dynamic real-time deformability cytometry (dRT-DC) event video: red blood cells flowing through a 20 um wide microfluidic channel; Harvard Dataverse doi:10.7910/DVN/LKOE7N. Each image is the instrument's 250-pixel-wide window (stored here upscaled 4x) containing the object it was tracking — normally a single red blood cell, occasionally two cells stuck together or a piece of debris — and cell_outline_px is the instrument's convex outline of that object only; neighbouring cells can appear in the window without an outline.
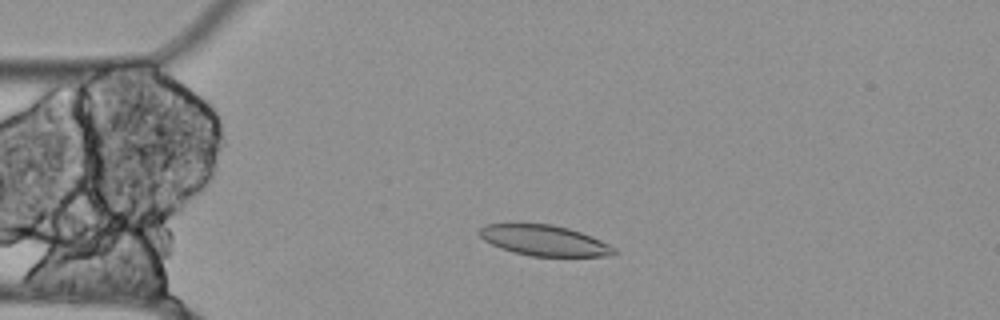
{"species": "Egyptian fruit bat (a non-hibernating species)", "species_latin": "Rousettus aegyptiacus", "temperature_condition": "cold", "stored_images_in_passage": 54, "camera_frame_rate_fps": 3000, "um_per_image_px": 0.085, "animal": {"sex": "female"}, "frame": {"image": 1, "passage_image": 11, "time_ms": 3.333, "image_size_px": [1000, 320], "cell_outline_px": [[616, 252], [612, 256], [532, 256], [512, 252], [500, 248], [484, 240], [476, 232], [484, 224], [512, 220], [552, 224], [568, 228], [580, 232], [600, 240], [616, 248]], "centroid_in_image_um": [46.15, 20.38], "position_along_channel_um": 38.9, "area_um2": 24.91}}
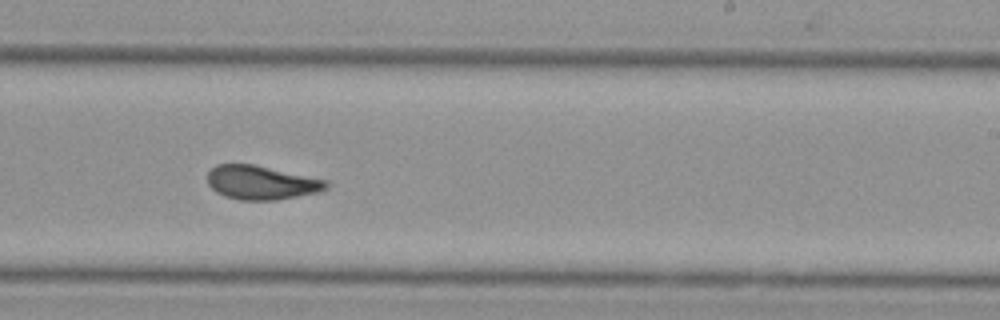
{"frame": {"image": 2, "passage_image": 32, "time_ms": 10.333, "image_size_px": [1000, 320], "cell_outline_px": [[328, 188], [320, 192], [276, 200], [240, 200], [224, 196], [216, 192], [208, 184], [208, 172], [216, 164], [256, 164], [328, 180]], "centroid_in_image_um": [22.24, 15.51], "position_along_channel_um": 266.8, "area_um2": 23.7}}
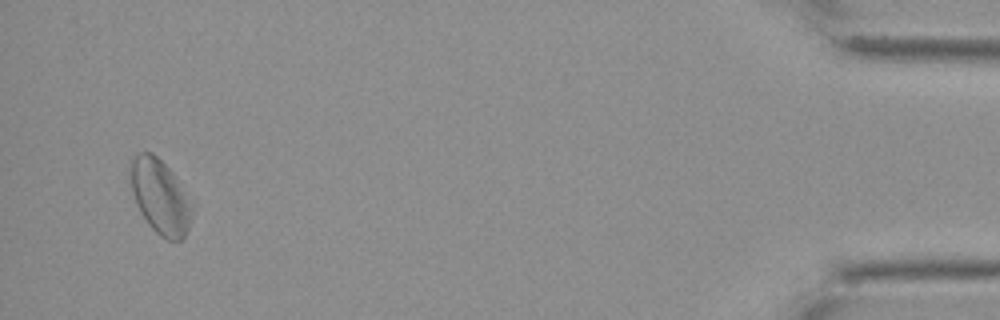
{"frame": {"image": 3, "passage_image": 52, "time_ms": 17.0, "image_size_px": [1000, 320], "cell_outline_px": [[188, 228], [184, 236], [180, 240], [168, 240], [160, 236], [148, 224], [140, 212], [136, 204], [132, 192], [132, 160], [136, 152], [152, 152], [172, 172], [188, 204]], "centroid_in_image_um": [13.53, 16.72], "position_along_channel_um": 421.7, "area_um2": 25.2}, "authors_computed_cell_mechanics": {"area_um2": 24.3627, "velocity_mm_per_s": 3.4943, "shape_relaxation_time_tau1_ms": null, "shape_relaxation_time_tau2_ms": 6.9821, "deformation_change_tau1": null, "deformation_change_tau2": 0.1032}}